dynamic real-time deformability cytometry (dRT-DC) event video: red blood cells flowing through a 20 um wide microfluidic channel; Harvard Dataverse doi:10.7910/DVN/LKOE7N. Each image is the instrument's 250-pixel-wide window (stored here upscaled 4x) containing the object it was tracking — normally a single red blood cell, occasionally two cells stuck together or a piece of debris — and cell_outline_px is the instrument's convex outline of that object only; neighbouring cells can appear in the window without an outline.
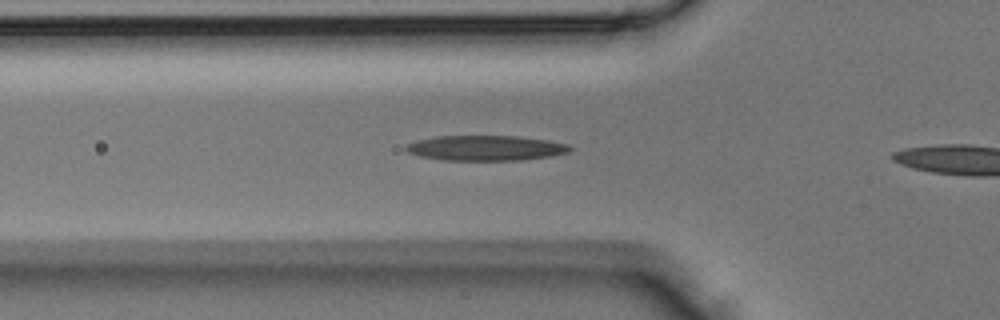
{"species": "Egyptian fruit bat (a non-hibernating species)", "species_latin": "Rousettus aegyptiacus", "temperature_condition": "room temperature", "stored_images_in_passage": 8, "camera_frame_rate_fps": 3000, "um_per_image_px": 0.085, "animal": {"sex": "male"}, "frame": {"image": 1, "passage_image": 7, "time_ms": 2.0, "image_size_px": [1000, 320], "cell_outline_px": [[572, 148], [568, 152], [548, 156], [520, 160], [444, 160], [420, 156], [408, 152], [404, 148], [408, 144], [420, 140], [436, 136], [516, 136], [548, 140], [568, 144]], "centroid_in_image_um": [41.29, 12.58], "position_along_channel_um": 84.5, "area_um2": 23.76}}